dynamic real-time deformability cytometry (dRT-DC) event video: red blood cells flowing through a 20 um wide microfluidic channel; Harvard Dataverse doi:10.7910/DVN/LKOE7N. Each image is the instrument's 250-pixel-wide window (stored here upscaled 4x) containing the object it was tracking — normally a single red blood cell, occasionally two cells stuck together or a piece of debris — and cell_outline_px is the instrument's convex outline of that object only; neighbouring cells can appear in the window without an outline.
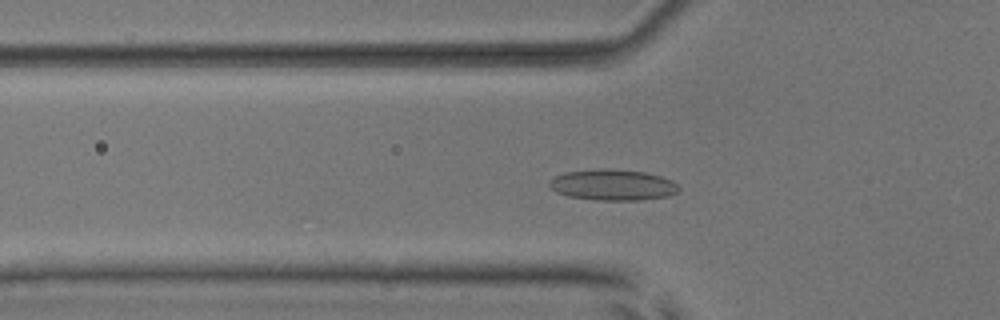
{"species": "common noctule bat (a hibernating species)", "species_latin": "Nyctalus noctula", "temperature_condition": "room temperature", "stored_images_in_passage": 51, "camera_frame_rate_fps": 3000, "um_per_image_px": 0.085, "animal": {"sex": "male", "body_mass_g": 17.9, "forearm_length_mm": 54.2}, "frame": {"image": 1, "passage_image": 18, "time_ms": 5.667, "image_size_px": [1000, 320], "cell_outline_px": [[680, 192], [668, 196], [636, 200], [596, 200], [568, 196], [556, 192], [548, 184], [556, 176], [564, 172], [596, 168], [612, 168], [644, 172], [660, 176], [672, 180], [680, 188]], "centroid_in_image_um": [52.1, 15.7], "position_along_channel_um": 73.7, "area_um2": 23.47}}
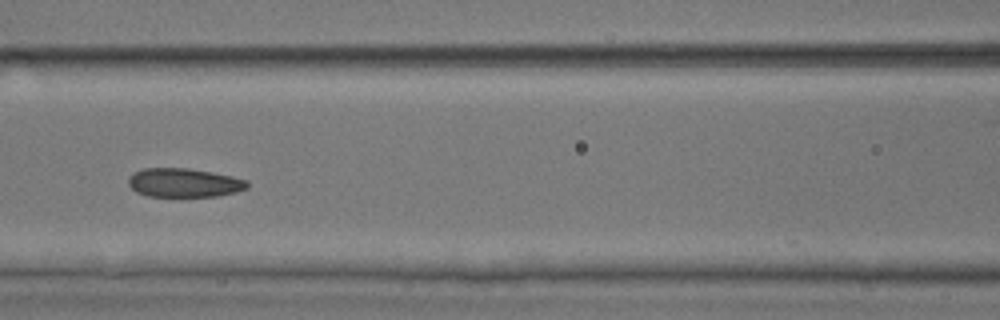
{"frame": {"image": 2, "passage_image": 24, "time_ms": 7.667, "image_size_px": [1000, 320], "cell_outline_px": [[248, 188], [236, 192], [216, 196], [180, 200], [148, 196], [136, 192], [128, 184], [128, 176], [144, 168], [188, 168], [212, 172], [232, 176], [248, 180]], "centroid_in_image_um": [15.64, 15.59], "position_along_channel_um": 151.0, "area_um2": 20.98}}
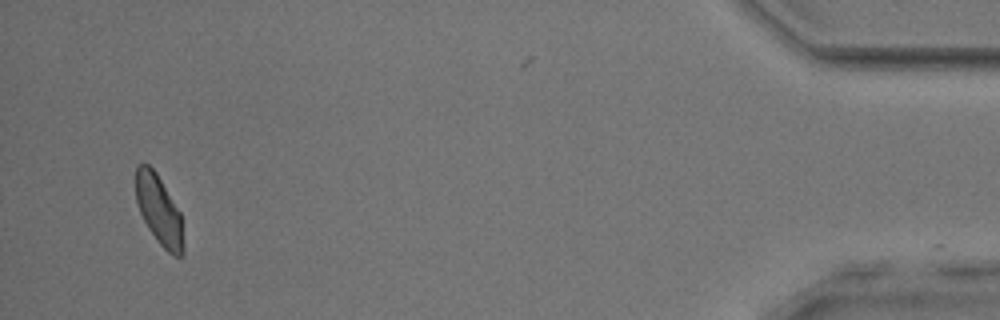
{"frame": {"image": 3, "passage_image": 51, "time_ms": 16.667, "image_size_px": [1000, 320], "cell_outline_px": [[184, 252], [180, 256], [176, 256], [168, 252], [156, 240], [148, 228], [140, 212], [136, 200], [136, 164], [148, 164], [156, 172], [180, 212], [184, 244]], "centroid_in_image_um": [13.52, 17.87], "position_along_channel_um": 421.7, "area_um2": 19.13}, "authors_computed_cell_mechanics": {"area_um2": 20.9236, "velocity_mm_per_s": 3.8619, "shape_relaxation_time_tau1_ms": 3.2418, "shape_relaxation_time_tau2_ms": 2.7372, "deformation_change_tau1": 0.0913, "deformation_change_tau2": 0.0661}}